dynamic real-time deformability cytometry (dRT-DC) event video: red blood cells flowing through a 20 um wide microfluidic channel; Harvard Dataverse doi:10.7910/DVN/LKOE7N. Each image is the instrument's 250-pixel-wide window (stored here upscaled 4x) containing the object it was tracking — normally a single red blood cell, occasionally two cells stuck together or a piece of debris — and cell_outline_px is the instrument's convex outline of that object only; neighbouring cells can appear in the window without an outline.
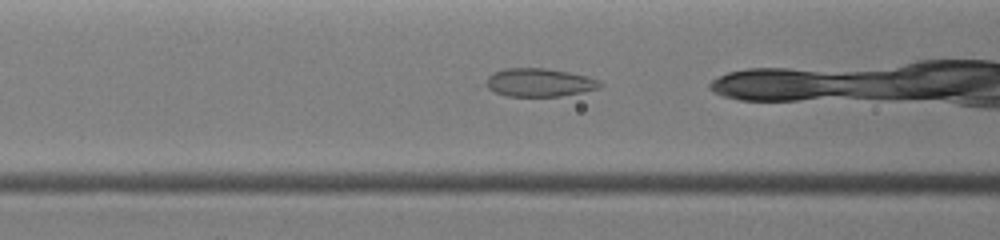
{"species": "common noctule bat (a hibernating species)", "species_latin": "Nyctalus noctula", "temperature_condition": "warm", "stored_images_in_passage": 24, "camera_frame_rate_fps": 3000, "um_per_image_px": 0.085, "animal": {"sex": "female", "body_mass_g": 19.0, "forearm_length_mm": 51.5}, "frame": {"image": 1, "passage_image": 11, "time_ms": 3.333, "image_size_px": [1000, 240], "cell_outline_px": [[604, 84], [600, 88], [560, 96], [508, 96], [496, 92], [488, 88], [484, 84], [488, 76], [492, 72], [504, 68], [544, 68], [568, 72], [588, 76], [600, 80]], "centroid_in_image_um": [45.84, 7.0], "position_along_channel_um": 120.8, "area_um2": 18.84}}
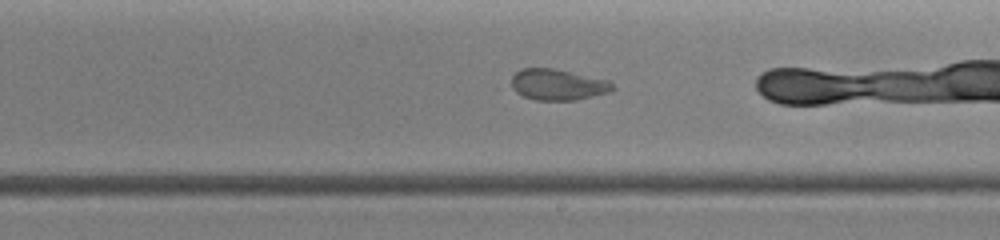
{"frame": {"image": 2, "passage_image": 17, "time_ms": 5.667, "image_size_px": [1000, 240], "cell_outline_px": [[616, 88], [612, 92], [576, 100], [536, 100], [524, 96], [516, 92], [512, 88], [512, 76], [520, 68], [556, 68], [608, 80]], "centroid_in_image_um": [47.44, 7.19], "position_along_channel_um": 241.6, "area_um2": 18.5}}
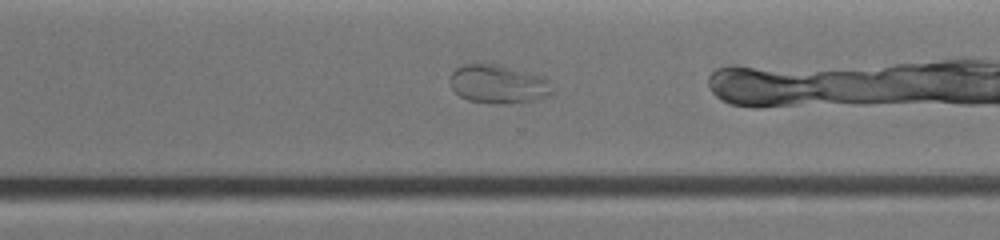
{"frame": {"image": 3, "passage_image": 20, "time_ms": 7.333, "image_size_px": [1000, 240], "cell_outline_px": [[552, 92], [536, 100], [508, 104], [496, 104], [468, 100], [460, 96], [452, 88], [448, 80], [448, 76], [456, 68], [472, 60], [496, 64], [540, 76], [548, 80]], "centroid_in_image_um": [42.24, 7.12], "position_along_channel_um": 328.4, "area_um2": 23.24}}